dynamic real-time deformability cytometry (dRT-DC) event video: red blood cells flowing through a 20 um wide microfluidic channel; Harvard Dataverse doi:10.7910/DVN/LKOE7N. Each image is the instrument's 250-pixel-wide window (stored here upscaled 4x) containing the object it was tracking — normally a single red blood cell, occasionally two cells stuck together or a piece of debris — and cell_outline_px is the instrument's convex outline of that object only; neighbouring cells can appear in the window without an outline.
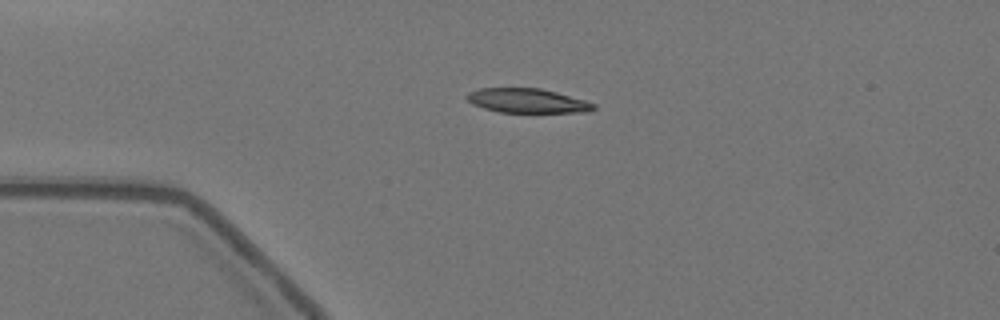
{"species": "Egyptian fruit bat (a non-hibernating species)", "species_latin": "Rousettus aegyptiacus", "temperature_condition": "warm", "stored_images_in_passage": 16, "camera_frame_rate_fps": 3000, "um_per_image_px": 0.085, "animal": {"sex": "female"}, "frame": {"image": 1, "passage_image": 1, "time_ms": 0.0, "image_size_px": [1000, 320], "cell_outline_px": [[596, 108], [588, 112], [500, 112], [484, 108], [472, 104], [464, 96], [468, 92], [480, 88], [540, 88], [556, 92], [584, 100], [596, 104]], "centroid_in_image_um": [44.8, 8.56], "position_along_channel_um": 40.2, "area_um2": 17.92}}
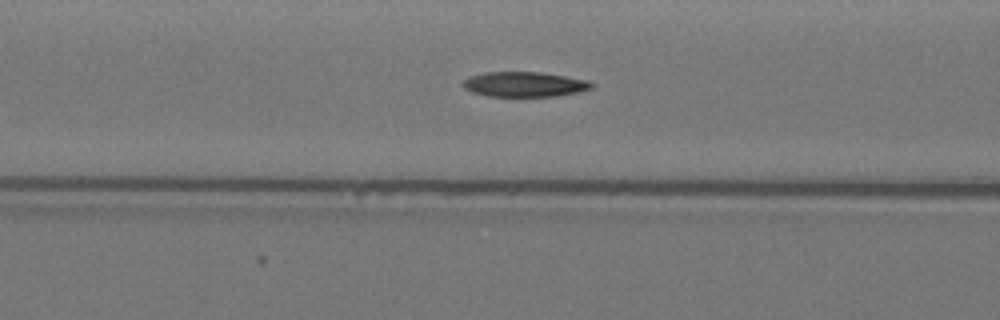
{"frame": {"image": 2, "passage_image": 10, "time_ms": 3.0, "image_size_px": [1000, 320], "cell_outline_px": [[592, 88], [580, 92], [556, 96], [488, 96], [472, 92], [464, 88], [460, 84], [468, 76], [484, 72], [540, 72], [588, 80], [592, 84]], "centroid_in_image_um": [44.54, 7.16], "position_along_channel_um": 122.1, "area_um2": 18.79}}
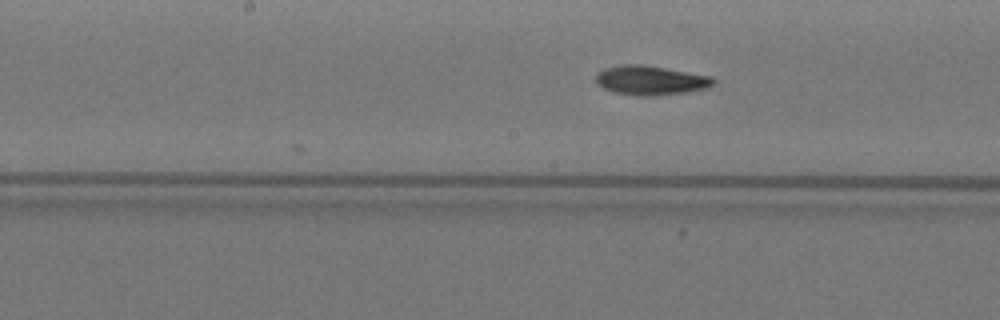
{"frame": {"image": 3, "passage_image": 16, "time_ms": 5.0, "image_size_px": [1000, 320], "cell_outline_px": [[716, 84], [708, 88], [684, 92], [656, 96], [640, 96], [612, 92], [596, 84], [596, 76], [604, 68], [624, 64], [640, 64], [712, 76], [716, 80]], "centroid_in_image_um": [55.32, 6.84], "position_along_channel_um": 192.9, "area_um2": 20.11}}